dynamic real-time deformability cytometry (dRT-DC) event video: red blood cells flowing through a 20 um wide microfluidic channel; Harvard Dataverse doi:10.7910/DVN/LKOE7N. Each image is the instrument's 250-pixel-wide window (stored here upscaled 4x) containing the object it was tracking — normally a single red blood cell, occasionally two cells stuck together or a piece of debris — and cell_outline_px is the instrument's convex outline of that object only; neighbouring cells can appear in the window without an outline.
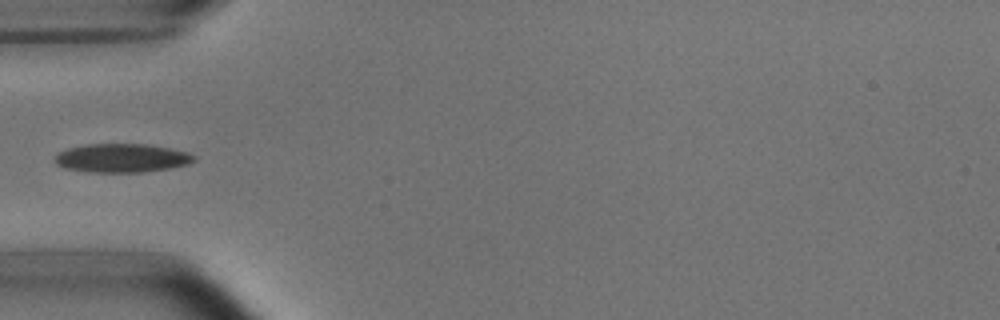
{"species": "common noctule bat (a hibernating species)", "species_latin": "Nyctalus noctula", "temperature_condition": "room temperature", "stored_images_in_passage": 3, "camera_frame_rate_fps": 3000, "um_per_image_px": 0.085, "animal": {"sex": "male", "body_mass_g": 15.6}, "frame": {"image": 1, "passage_image": 3, "time_ms": 0.667, "image_size_px": [1000, 320], "cell_outline_px": [[196, 160], [188, 164], [168, 168], [144, 172], [88, 172], [64, 168], [56, 164], [52, 160], [60, 152], [68, 148], [88, 144], [148, 144], [188, 152], [196, 156]], "centroid_in_image_um": [10.34, 13.43], "position_along_channel_um": 74.7, "area_um2": 23.29}}